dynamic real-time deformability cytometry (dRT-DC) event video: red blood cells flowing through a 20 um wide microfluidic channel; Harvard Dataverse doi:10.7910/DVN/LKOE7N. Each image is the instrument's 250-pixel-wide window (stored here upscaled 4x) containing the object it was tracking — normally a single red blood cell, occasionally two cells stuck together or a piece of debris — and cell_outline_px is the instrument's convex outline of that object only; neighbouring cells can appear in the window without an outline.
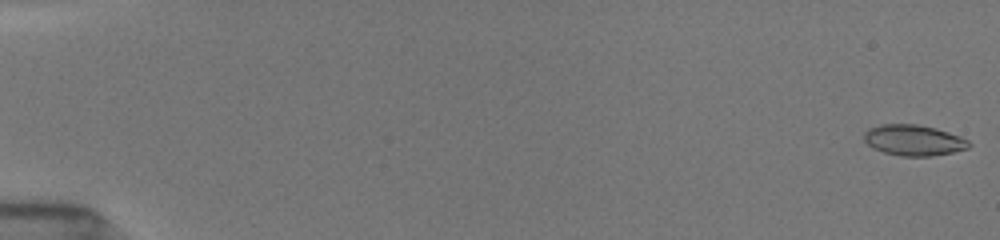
{"species": "common noctule bat (a hibernating species)", "species_latin": "Nyctalus noctula", "temperature_condition": "room temperature", "stored_images_in_passage": 17, "camera_frame_rate_fps": 3000, "um_per_image_px": 0.085, "animal": {"sex": "female", "body_mass_g": 19.5, "forearm_length_mm": 54.1}, "frame": {"image": 1, "passage_image": 1, "time_ms": 0.0, "image_size_px": [1000, 240], "cell_outline_px": [[972, 144], [968, 148], [952, 152], [928, 156], [904, 156], [884, 152], [868, 144], [864, 140], [864, 132], [868, 128], [884, 124], [916, 124], [936, 128], [960, 136], [968, 140]], "centroid_in_image_um": [77.68, 11.9], "position_along_channel_um": 7.3, "area_um2": 18.61}}
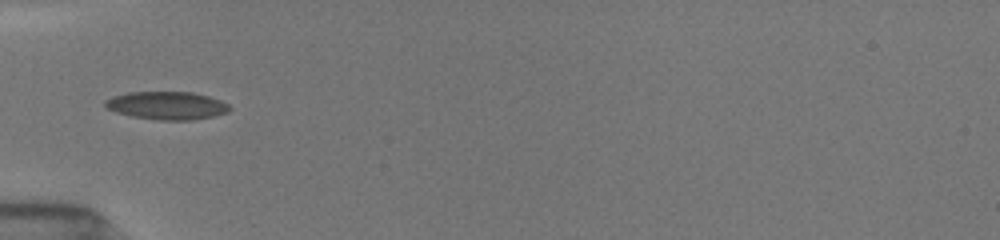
{"frame": {"image": 2, "passage_image": 15, "time_ms": 6.0, "image_size_px": [1000, 240], "cell_outline_px": [[232, 108], [228, 112], [212, 116], [192, 120], [160, 120], [132, 116], [116, 112], [108, 108], [104, 104], [104, 100], [112, 96], [128, 92], [192, 92], [208, 96], [220, 100], [228, 104]], "centroid_in_image_um": [14.18, 8.96], "position_along_channel_um": 70.8, "area_um2": 20.23}}
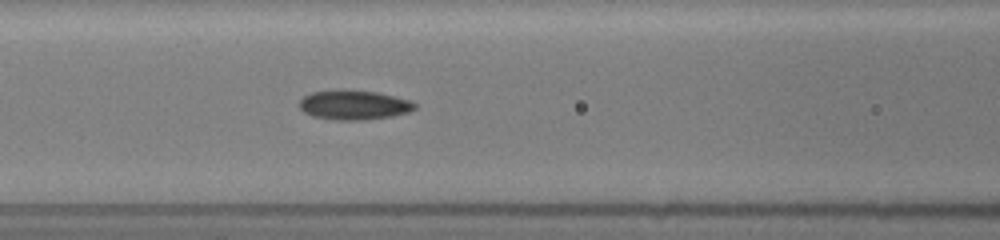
{"frame": {"image": 3, "passage_image": 17, "time_ms": 7.667, "image_size_px": [1000, 240], "cell_outline_px": [[416, 108], [408, 112], [392, 116], [364, 120], [336, 120], [312, 116], [304, 112], [300, 108], [300, 100], [304, 96], [312, 92], [344, 88], [376, 92], [408, 100], [416, 104]], "centroid_in_image_um": [30.05, 8.91], "position_along_channel_um": 136.6, "area_um2": 19.94}}